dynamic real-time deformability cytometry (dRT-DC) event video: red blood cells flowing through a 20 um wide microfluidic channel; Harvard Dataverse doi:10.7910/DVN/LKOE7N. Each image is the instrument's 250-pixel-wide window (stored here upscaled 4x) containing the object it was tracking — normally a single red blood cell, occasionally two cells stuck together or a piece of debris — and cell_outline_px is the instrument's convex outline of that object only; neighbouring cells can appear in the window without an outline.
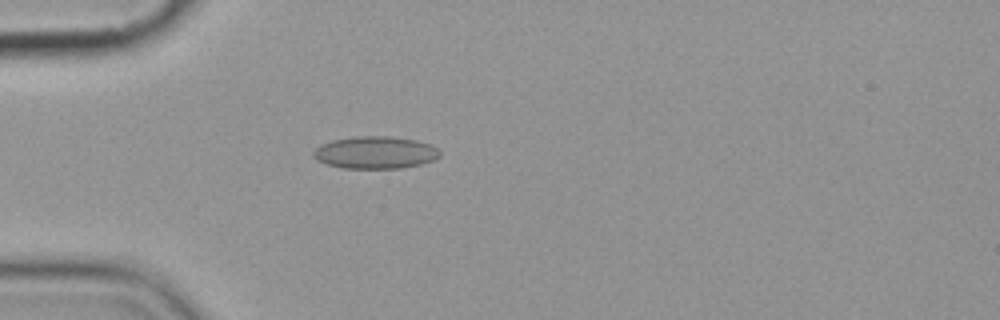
{"species": "common noctule bat (a hibernating species)", "species_latin": "Nyctalus noctula", "temperature_condition": "cold", "stored_images_in_passage": 2, "camera_frame_rate_fps": 3000, "um_per_image_px": 0.085, "animal": {"sex": "female", "body_mass_g": 19.9}, "frame": {"image": 1, "passage_image": 1, "time_ms": 0.0, "image_size_px": [1000, 320], "cell_outline_px": [[440, 156], [432, 160], [420, 164], [400, 168], [344, 168], [328, 164], [316, 160], [312, 156], [312, 152], [320, 144], [332, 140], [356, 136], [392, 136], [416, 140], [432, 144], [440, 152]], "centroid_in_image_um": [31.88, 12.95], "position_along_channel_um": 53.1, "area_um2": 23.87}}